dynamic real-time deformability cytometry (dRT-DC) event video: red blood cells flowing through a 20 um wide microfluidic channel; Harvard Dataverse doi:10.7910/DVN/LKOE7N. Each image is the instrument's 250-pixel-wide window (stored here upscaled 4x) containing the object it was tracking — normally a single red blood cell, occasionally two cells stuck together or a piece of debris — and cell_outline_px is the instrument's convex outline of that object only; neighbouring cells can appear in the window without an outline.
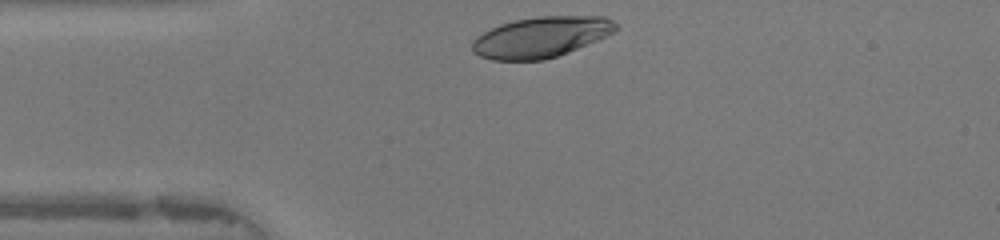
{"species": "human", "species_latin": "Homo sapiens", "temperature_condition": "warm", "stored_images_in_passage": 28, "camera_frame_rate_fps": 3000, "um_per_image_px": 0.085, "donor": {"sex": "female"}, "frame": {"image": 1, "passage_image": 1, "time_ms": 0.0, "image_size_px": [1000, 240], "cell_outline_px": [[620, 28], [596, 40], [556, 56], [544, 60], [492, 60], [480, 56], [472, 52], [472, 40], [476, 36], [500, 24], [516, 20], [540, 16], [604, 16], [612, 20]], "centroid_in_image_um": [45.95, 3.15], "position_along_channel_um": 39.1, "area_um2": 33.7}}
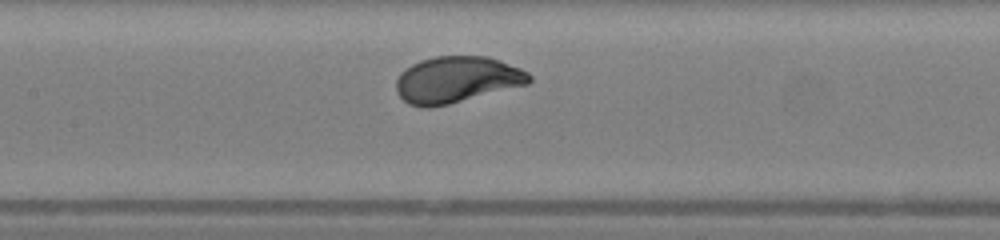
{"frame": {"image": 2, "passage_image": 12, "time_ms": 3.667, "image_size_px": [1000, 240], "cell_outline_px": [[532, 80], [528, 84], [432, 108], [420, 108], [408, 104], [396, 92], [396, 80], [400, 72], [412, 64], [420, 60], [436, 56], [488, 56], [500, 60], [520, 68], [528, 72], [532, 76]], "centroid_in_image_um": [38.8, 6.77], "position_along_channel_um": 168.6, "area_um2": 36.13}}
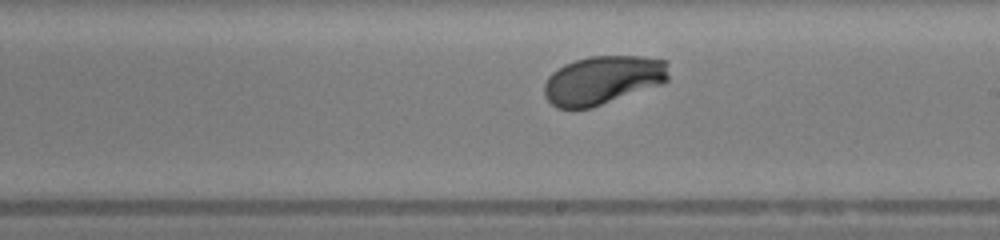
{"frame": {"image": 3, "passage_image": 17, "time_ms": 5.333, "image_size_px": [1000, 240], "cell_outline_px": [[668, 80], [660, 84], [592, 108], [556, 108], [544, 96], [544, 84], [548, 76], [552, 72], [564, 64], [588, 56], [640, 56], [668, 60]], "centroid_in_image_um": [51.23, 6.8], "position_along_channel_um": 237.8, "area_um2": 35.32}, "authors_computed_cell_mechanics": {"area_um2": 35.547, "velocity_mm_per_s": 4.1699, "shape_relaxation_time_tau1_ms": 1.8625, "shape_relaxation_time_tau2_ms": null, "deformation_change_tau1": 0.1575, "deformation_change_tau2": null}}